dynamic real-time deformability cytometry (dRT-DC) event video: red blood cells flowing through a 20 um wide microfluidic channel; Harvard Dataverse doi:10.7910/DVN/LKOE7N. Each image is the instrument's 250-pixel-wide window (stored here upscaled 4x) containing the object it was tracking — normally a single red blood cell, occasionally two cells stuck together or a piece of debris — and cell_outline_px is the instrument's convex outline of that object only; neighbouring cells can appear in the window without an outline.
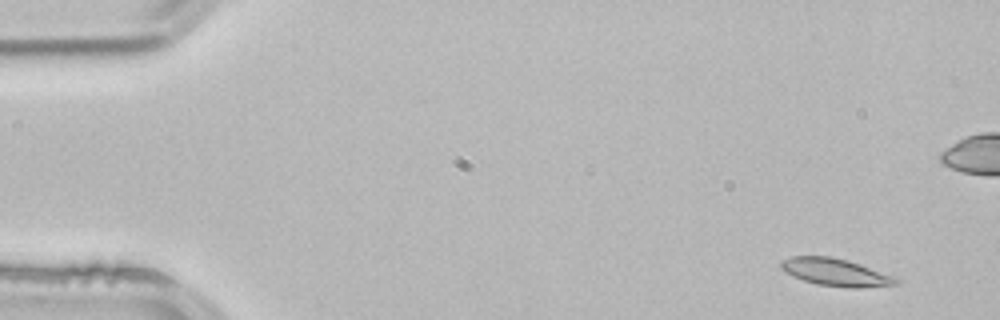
{"species": "common noctule bat (a hibernating species)", "species_latin": "Nyctalus noctula", "temperature_condition": "room temperature", "stored_images_in_passage": 4, "camera_frame_rate_fps": 3000, "um_per_image_px": 0.085, "animal": {"sex": "male", "body_mass_g": 21.5, "forearm_length_mm": 52.0}, "frame": {"image": 1, "passage_image": 1, "time_ms": 0.0, "image_size_px": [1000, 320], "cell_outline_px": [[900, 284], [860, 288], [848, 288], [816, 284], [792, 276], [784, 272], [780, 268], [780, 260], [792, 256], [828, 256], [848, 260], [896, 276], [900, 280]], "centroid_in_image_um": [71.04, 23.15], "position_along_channel_um": 14.0, "area_um2": 18.73}}